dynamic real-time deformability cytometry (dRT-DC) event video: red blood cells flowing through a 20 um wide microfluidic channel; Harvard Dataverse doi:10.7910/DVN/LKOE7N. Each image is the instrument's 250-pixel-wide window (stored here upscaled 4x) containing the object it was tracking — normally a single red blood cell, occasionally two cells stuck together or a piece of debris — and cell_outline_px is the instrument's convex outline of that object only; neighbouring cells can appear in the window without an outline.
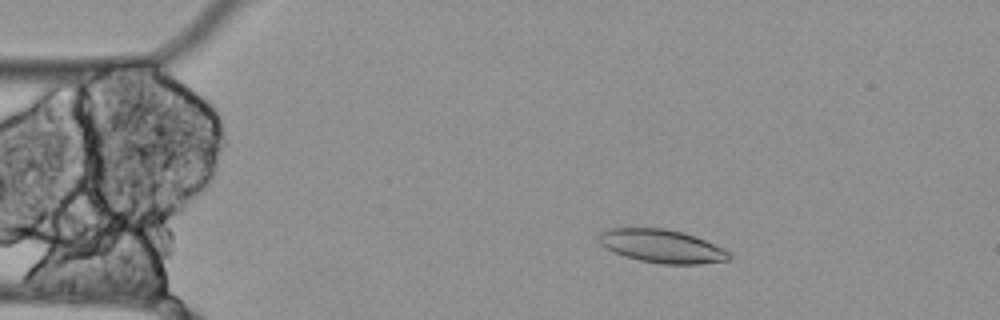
{"species": "Egyptian fruit bat (a non-hibernating species)", "species_latin": "Rousettus aegyptiacus", "temperature_condition": "cold", "stored_images_in_passage": 56, "camera_frame_rate_fps": 3000, "um_per_image_px": 0.085, "animal": {"sex": "female"}, "frame": {"image": 1, "passage_image": 10, "time_ms": 3.0, "image_size_px": [1000, 320], "cell_outline_px": [[732, 256], [728, 260], [700, 264], [664, 264], [640, 260], [624, 256], [600, 244], [600, 232], [612, 228], [664, 228], [684, 232], [724, 248], [732, 252]], "centroid_in_image_um": [56.32, 20.92], "position_along_channel_um": 28.7, "area_um2": 25.09}}
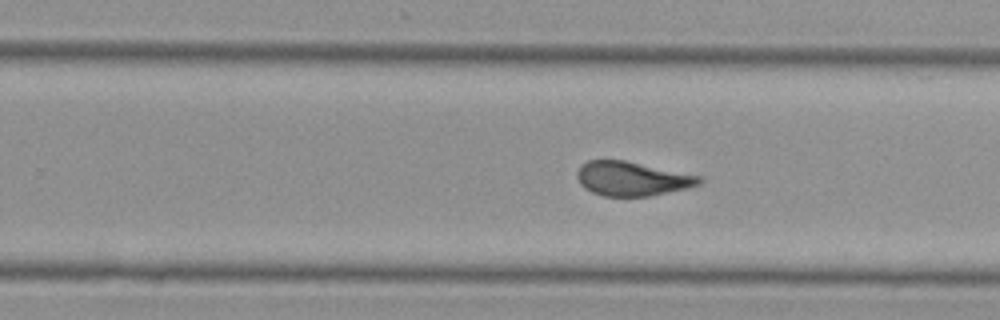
{"frame": {"image": 2, "passage_image": 35, "time_ms": 11.333, "image_size_px": [1000, 320], "cell_outline_px": [[704, 180], [700, 184], [688, 188], [648, 196], [604, 196], [592, 192], [584, 188], [580, 184], [576, 176], [576, 172], [580, 164], [588, 160], [624, 160], [704, 176]], "centroid_in_image_um": [53.74, 15.18], "position_along_channel_um": 276.1, "area_um2": 24.62}}
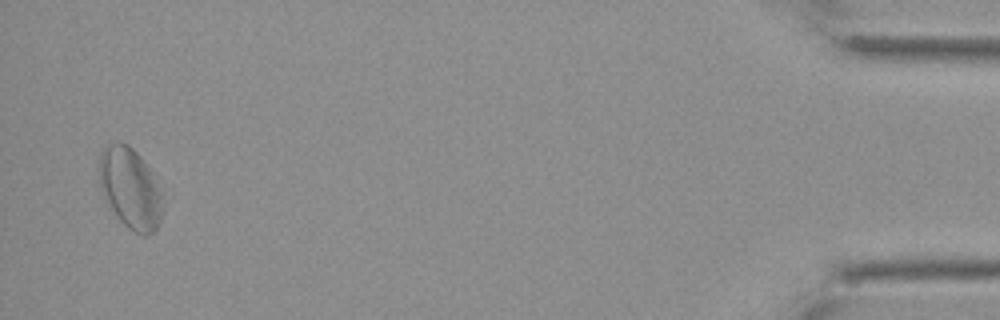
{"frame": {"image": 3, "passage_image": 55, "time_ms": 18.0, "image_size_px": [1000, 320], "cell_outline_px": [[160, 220], [156, 228], [148, 236], [144, 236], [128, 228], [120, 220], [104, 196], [100, 188], [100, 152], [108, 144], [128, 144], [140, 156], [148, 168], [160, 192]], "centroid_in_image_um": [11.04, 16.01], "position_along_channel_um": 424.2, "area_um2": 28.73}, "authors_computed_cell_mechanics": {"area_um2": 25.3453, "velocity_mm_per_s": 3.4625, "shape_relaxation_time_tau1_ms": null, "shape_relaxation_time_tau2_ms": 5.9734, "deformation_change_tau1": null, "deformation_change_tau2": 0.0959}}